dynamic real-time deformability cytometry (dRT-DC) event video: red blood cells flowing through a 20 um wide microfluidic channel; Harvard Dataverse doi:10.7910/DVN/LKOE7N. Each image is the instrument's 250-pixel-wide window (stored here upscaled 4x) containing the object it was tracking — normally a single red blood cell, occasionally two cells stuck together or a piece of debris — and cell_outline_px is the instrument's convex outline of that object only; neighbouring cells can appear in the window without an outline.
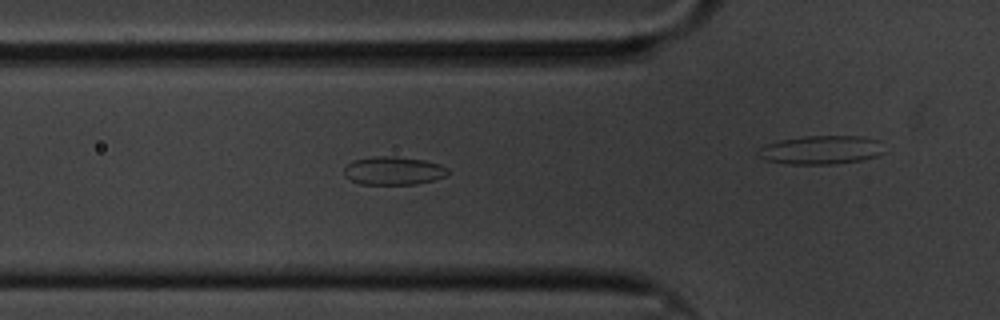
{"species": "common noctule bat (a hibernating species)", "species_latin": "Nyctalus noctula", "temperature_condition": "cold", "stored_images_in_passage": 48, "segment_of_instrument_passage": [1, 2], "camera_frame_rate_fps": 3000, "um_per_image_px": 0.085, "animal": {"sex": "male", "body_mass_g": 20.1, "forearm_length_mm": 53.5}, "frame": {"image": 1, "passage_image": 21, "time_ms": 6.667, "image_size_px": [1000, 320], "cell_outline_px": [[448, 176], [436, 180], [416, 184], [360, 184], [344, 176], [344, 168], [352, 160], [372, 156], [396, 156], [424, 160], [440, 164], [448, 168]], "centroid_in_image_um": [33.46, 14.51], "position_along_channel_um": 92.3, "area_um2": 17.34}}
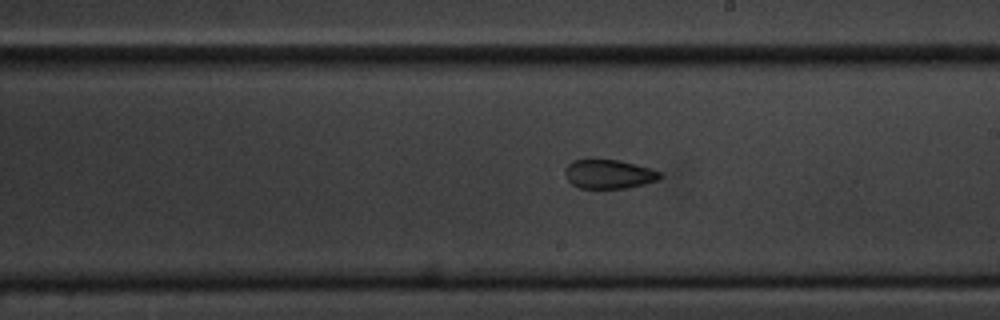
{"frame": {"image": 2, "passage_image": 34, "time_ms": 11.0, "image_size_px": [1000, 320], "cell_outline_px": [[664, 176], [660, 180], [628, 188], [580, 188], [572, 184], [564, 176], [564, 168], [572, 160], [616, 160], [648, 168], [660, 172]], "centroid_in_image_um": [51.74, 14.81], "position_along_channel_um": 237.3, "area_um2": 16.01}}
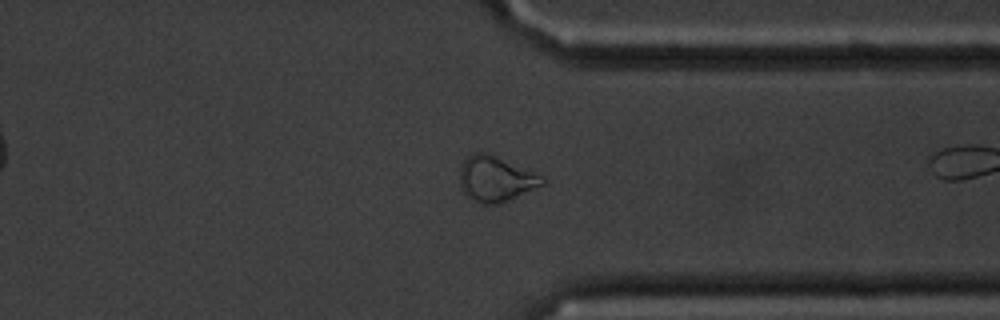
{"frame": {"image": 3, "passage_image": 46, "time_ms": 15.0, "image_size_px": [1000, 320], "cell_outline_px": [[548, 180], [544, 184], [508, 200], [496, 204], [480, 204], [464, 196], [460, 184], [460, 168], [464, 160], [468, 156], [476, 152], [484, 152], [496, 156], [544, 176]], "centroid_in_image_um": [42.12, 15.22], "position_along_channel_um": 369.3, "area_um2": 21.85}}